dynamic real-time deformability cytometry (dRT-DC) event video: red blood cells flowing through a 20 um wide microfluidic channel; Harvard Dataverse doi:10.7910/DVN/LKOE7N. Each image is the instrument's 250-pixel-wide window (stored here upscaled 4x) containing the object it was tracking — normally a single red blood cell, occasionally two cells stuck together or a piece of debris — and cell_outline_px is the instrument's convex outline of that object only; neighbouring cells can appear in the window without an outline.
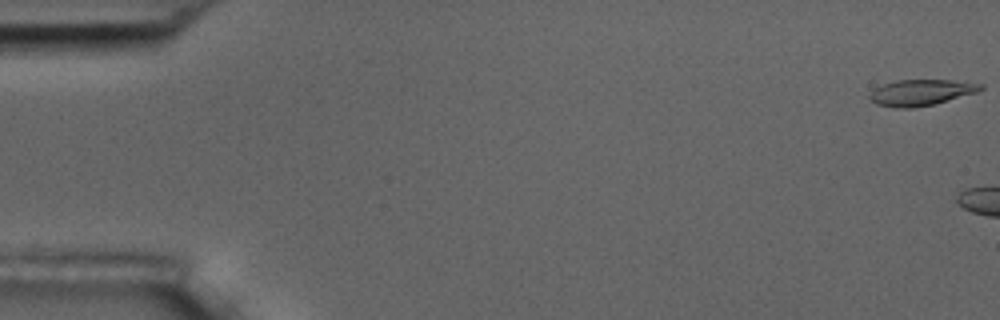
{"species": "common noctule bat (a hibernating species)", "species_latin": "Nyctalus noctula", "temperature_condition": "room temperature", "stored_images_in_passage": 3, "camera_frame_rate_fps": 3000, "um_per_image_px": 0.085, "animal": {"sex": "male", "body_mass_g": 17.5, "forearm_length_mm": 52.3}, "frame": {"image": 1, "passage_image": 1, "time_ms": 0.0, "image_size_px": [1000, 320], "cell_outline_px": [[984, 88], [976, 92], [932, 104], [912, 108], [892, 108], [876, 104], [868, 96], [876, 88], [884, 84], [896, 80], [952, 80], [984, 84]], "centroid_in_image_um": [78.27, 7.86], "position_along_channel_um": 6.7, "area_um2": 16.59}}